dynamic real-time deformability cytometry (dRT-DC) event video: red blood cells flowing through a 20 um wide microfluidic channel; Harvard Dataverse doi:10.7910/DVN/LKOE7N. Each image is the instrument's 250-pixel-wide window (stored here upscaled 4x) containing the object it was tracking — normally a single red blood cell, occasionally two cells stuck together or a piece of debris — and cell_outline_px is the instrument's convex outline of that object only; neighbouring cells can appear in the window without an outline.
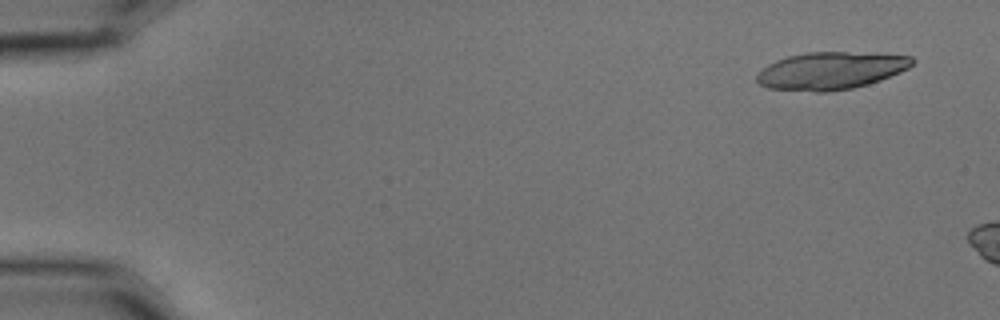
{"species": "common noctule bat (a hibernating species)", "species_latin": "Nyctalus noctula", "temperature_condition": "cold", "stored_images_in_passage": 3, "camera_frame_rate_fps": 3000, "um_per_image_px": 0.085, "animal": {"sex": "male", "body_mass_g": 15.6}, "frame": {"image": 1, "passage_image": 1, "time_ms": 0.0, "image_size_px": [1000, 320], "cell_outline_px": [[916, 60], [908, 68], [900, 72], [880, 80], [868, 84], [852, 88], [824, 92], [816, 92], [768, 88], [760, 84], [756, 80], [756, 72], [768, 64], [776, 60], [788, 56], [808, 52], [848, 52], [912, 56]], "centroid_in_image_um": [70.58, 6.01], "position_along_channel_um": 14.4, "area_um2": 33.87}}